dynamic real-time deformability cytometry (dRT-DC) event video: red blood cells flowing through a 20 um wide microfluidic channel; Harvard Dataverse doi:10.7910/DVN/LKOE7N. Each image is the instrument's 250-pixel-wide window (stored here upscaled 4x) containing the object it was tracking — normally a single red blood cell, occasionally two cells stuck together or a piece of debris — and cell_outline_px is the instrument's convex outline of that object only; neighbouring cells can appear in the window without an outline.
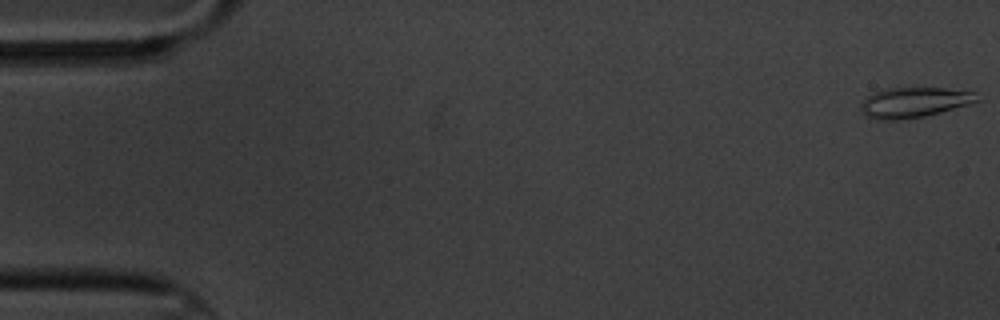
{"species": "common noctule bat (a hibernating species)", "species_latin": "Nyctalus noctula", "temperature_condition": "cold", "stored_images_in_passage": 6, "camera_frame_rate_fps": 3000, "um_per_image_px": 0.085, "animal": {"sex": "male", "body_mass_g": 20.1, "forearm_length_mm": 53.5}, "frame": {"image": 1, "passage_image": 1, "time_ms": 0.0, "image_size_px": [1000, 320], "cell_outline_px": [[980, 100], [968, 104], [940, 112], [924, 116], [900, 120], [876, 120], [868, 116], [860, 108], [860, 104], [868, 96], [884, 88], [944, 88], [976, 92]], "centroid_in_image_um": [77.7, 8.7], "position_along_channel_um": 7.3, "area_um2": 20.29}}
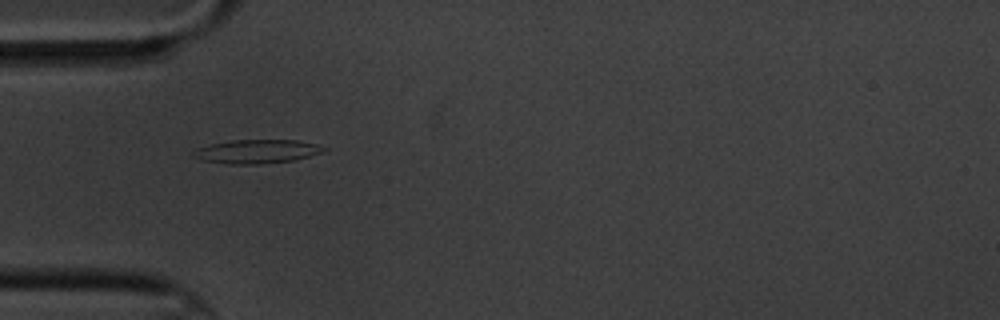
{"frame": {"image": 2, "passage_image": 5, "time_ms": 5.667, "image_size_px": [1000, 320], "cell_outline_px": [[328, 148], [324, 152], [296, 160], [260, 164], [228, 164], [200, 160], [192, 156], [192, 152], [196, 148], [212, 144], [232, 140], [296, 140], [316, 144]], "centroid_in_image_um": [21.83, 12.88], "position_along_channel_um": 63.2, "area_um2": 18.21}}